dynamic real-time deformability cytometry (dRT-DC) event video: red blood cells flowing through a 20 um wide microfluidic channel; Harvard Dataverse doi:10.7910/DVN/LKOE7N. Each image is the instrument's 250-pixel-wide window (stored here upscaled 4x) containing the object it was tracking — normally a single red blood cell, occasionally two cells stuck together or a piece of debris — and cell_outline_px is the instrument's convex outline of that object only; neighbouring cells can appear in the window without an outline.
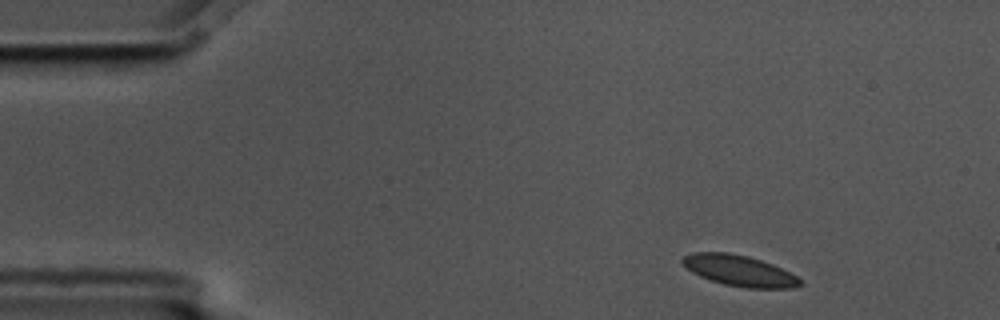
{"species": "common noctule bat (a hibernating species)", "species_latin": "Nyctalus noctula", "temperature_condition": "cold", "stored_images_in_passage": 7, "camera_frame_rate_fps": 3000, "um_per_image_px": 0.085, "animal": {"sex": "male", "body_mass_g": 17.5, "forearm_length_mm": 52.3}, "frame": {"image": 1, "passage_image": 1, "time_ms": 0.0, "image_size_px": [1000, 320], "cell_outline_px": [[804, 284], [792, 288], [744, 288], [724, 284], [700, 276], [692, 272], [680, 260], [684, 256], [692, 252], [728, 252], [748, 256], [772, 264], [796, 276]], "centroid_in_image_um": [62.84, 23.0], "position_along_channel_um": 22.2, "area_um2": 20.98}}